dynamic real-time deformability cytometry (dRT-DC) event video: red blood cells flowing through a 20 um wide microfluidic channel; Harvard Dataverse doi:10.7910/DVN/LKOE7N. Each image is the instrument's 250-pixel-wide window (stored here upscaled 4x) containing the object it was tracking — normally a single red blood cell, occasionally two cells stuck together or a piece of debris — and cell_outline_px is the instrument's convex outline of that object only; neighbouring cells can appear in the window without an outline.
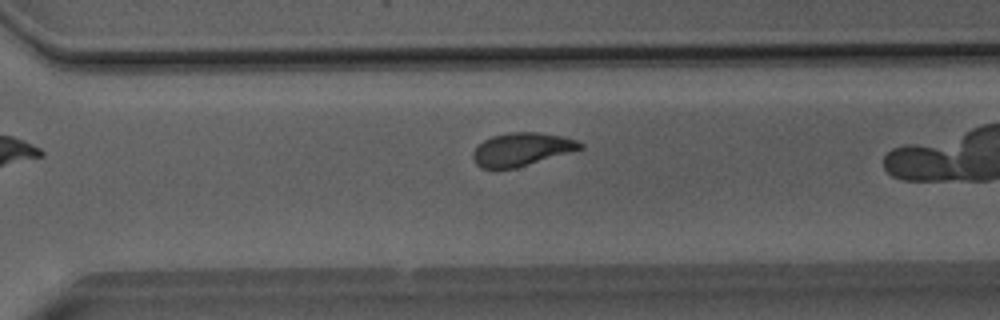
{"species": "Egyptian fruit bat (a non-hibernating species)", "species_latin": "Rousettus aegyptiacus", "temperature_condition": "room temperature", "stored_images_in_passage": 28, "camera_frame_rate_fps": 3000, "um_per_image_px": 0.085, "animal": {"sex": "male"}, "frame": {"image": 1, "passage_image": 24, "time_ms": 7.667, "image_size_px": [1000, 320], "cell_outline_px": [[584, 148], [516, 168], [480, 168], [472, 160], [472, 152], [484, 140], [492, 136], [508, 132], [536, 132], [560, 136], [576, 140], [584, 144]], "centroid_in_image_um": [44.32, 12.69], "position_along_channel_um": 326.3, "area_um2": 20.58}}